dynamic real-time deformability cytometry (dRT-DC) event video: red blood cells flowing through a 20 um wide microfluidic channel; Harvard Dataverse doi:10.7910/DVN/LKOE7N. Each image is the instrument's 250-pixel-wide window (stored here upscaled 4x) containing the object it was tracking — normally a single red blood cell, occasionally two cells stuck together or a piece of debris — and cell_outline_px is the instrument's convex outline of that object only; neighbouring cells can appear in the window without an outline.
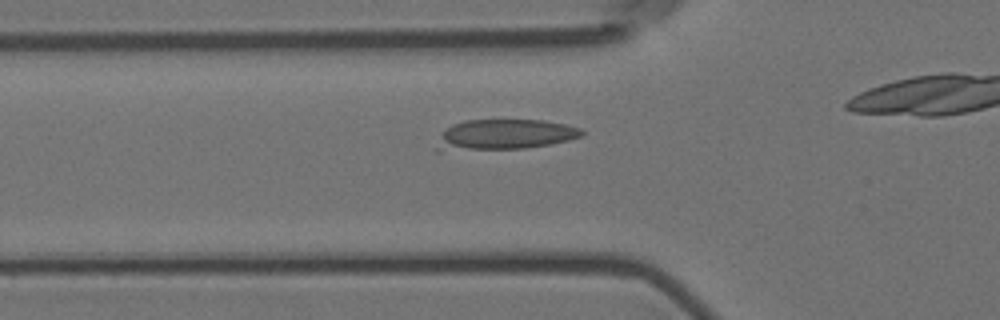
{"species": "Egyptian fruit bat (a non-hibernating species)", "species_latin": "Rousettus aegyptiacus", "temperature_condition": "room temperature", "stored_images_in_passage": 4, "camera_frame_rate_fps": 3000, "um_per_image_px": 0.085, "animal": {"sex": "female"}, "frame": {"image": 1, "passage_image": 4, "time_ms": 1.0, "image_size_px": [1000, 320], "cell_outline_px": [[584, 136], [568, 140], [548, 144], [524, 148], [440, 152], [436, 152], [436, 148], [444, 132], [452, 124], [464, 120], [544, 120], [564, 124], [580, 128], [584, 132]], "centroid_in_image_um": [42.86, 11.46], "position_along_channel_um": 82.9, "area_um2": 25.84}}